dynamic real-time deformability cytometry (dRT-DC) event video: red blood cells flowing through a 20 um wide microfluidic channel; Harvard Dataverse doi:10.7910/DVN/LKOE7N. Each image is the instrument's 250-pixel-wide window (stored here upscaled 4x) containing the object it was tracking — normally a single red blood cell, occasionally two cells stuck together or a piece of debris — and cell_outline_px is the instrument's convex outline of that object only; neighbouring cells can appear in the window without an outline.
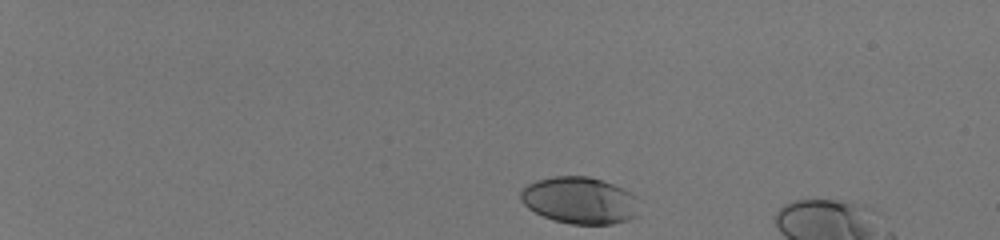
{"species": "human", "species_latin": "Homo sapiens", "temperature_condition": "room temperature", "stored_images_in_passage": 40, "camera_frame_rate_fps": 3000, "um_per_image_px": 0.085, "donor": {"sex": "male"}, "frame": {"image": 1, "passage_image": 1, "time_ms": 0.0, "image_size_px": [1000, 240], "cell_outline_px": [[636, 216], [628, 220], [612, 224], [572, 224], [552, 220], [528, 208], [520, 200], [520, 192], [528, 184], [536, 180], [556, 176], [588, 176], [612, 184], [636, 196]], "centroid_in_image_um": [49.23, 17.04], "position_along_channel_um": 35.8, "area_um2": 32.02}}
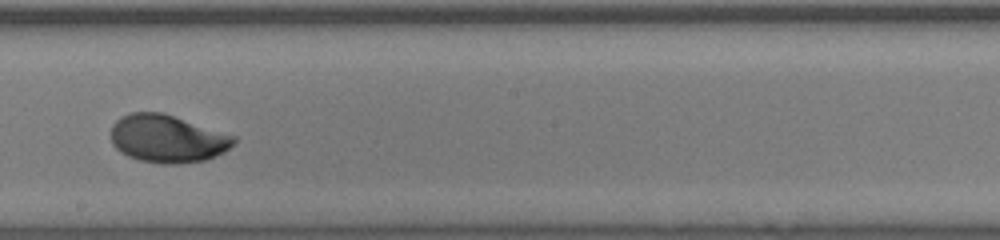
{"frame": {"image": 2, "passage_image": 25, "time_ms": 8.0, "image_size_px": [1000, 240], "cell_outline_px": [[236, 140], [224, 152], [208, 160], [180, 164], [164, 164], [140, 160], [128, 156], [120, 152], [112, 144], [112, 124], [120, 116], [132, 112], [164, 112], [236, 136]], "centroid_in_image_um": [14.23, 11.78], "position_along_channel_um": 234.0, "area_um2": 34.45}}
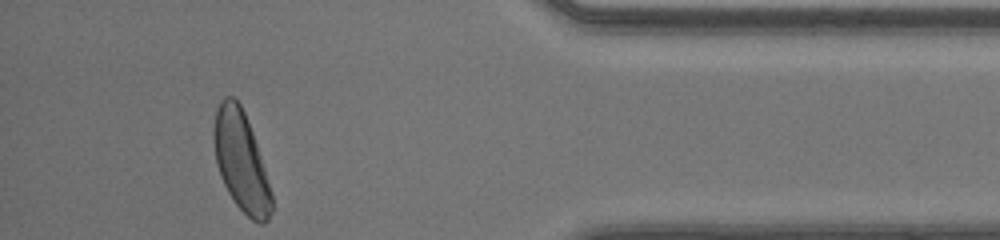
{"frame": {"image": 3, "passage_image": 40, "time_ms": 13.0, "image_size_px": [1000, 240], "cell_outline_px": [[272, 212], [268, 220], [264, 224], [260, 224], [252, 220], [236, 204], [228, 192], [220, 176], [216, 164], [212, 136], [212, 132], [216, 108], [220, 100], [224, 96], [232, 96], [240, 104], [244, 112], [252, 132], [272, 192]], "centroid_in_image_um": [20.46, 13.7], "position_along_channel_um": 414.7, "area_um2": 33.58}, "authors_computed_cell_mechanics": {"area_um2": 33.2061, "velocity_mm_per_s": 4.0995, "shape_relaxation_time_tau1_ms": 2.293, "shape_relaxation_time_tau2_ms": null, "deformation_change_tau1": 0.1536, "deformation_change_tau2": null}}